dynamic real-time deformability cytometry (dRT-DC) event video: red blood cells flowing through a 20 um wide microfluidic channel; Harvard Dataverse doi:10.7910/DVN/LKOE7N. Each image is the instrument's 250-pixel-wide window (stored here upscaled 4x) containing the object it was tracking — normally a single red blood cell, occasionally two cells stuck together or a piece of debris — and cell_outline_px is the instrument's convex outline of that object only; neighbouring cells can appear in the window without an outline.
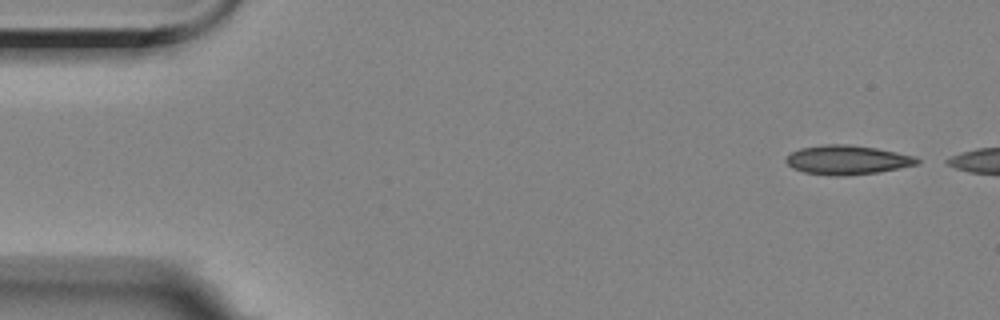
{"species": "Egyptian fruit bat (a non-hibernating species)", "species_latin": "Rousettus aegyptiacus", "temperature_condition": "room temperature", "stored_images_in_passage": 3, "camera_frame_rate_fps": 3000, "um_per_image_px": 0.085, "animal": {"sex": "female"}, "frame": {"image": 1, "passage_image": 1, "time_ms": 0.0, "image_size_px": [1000, 320], "cell_outline_px": [[920, 164], [900, 168], [876, 172], [836, 176], [804, 172], [792, 168], [784, 160], [792, 152], [800, 148], [824, 144], [848, 144], [876, 148], [916, 156], [920, 160]], "centroid_in_image_um": [72.03, 13.58], "position_along_channel_um": 13.0, "area_um2": 22.2}}